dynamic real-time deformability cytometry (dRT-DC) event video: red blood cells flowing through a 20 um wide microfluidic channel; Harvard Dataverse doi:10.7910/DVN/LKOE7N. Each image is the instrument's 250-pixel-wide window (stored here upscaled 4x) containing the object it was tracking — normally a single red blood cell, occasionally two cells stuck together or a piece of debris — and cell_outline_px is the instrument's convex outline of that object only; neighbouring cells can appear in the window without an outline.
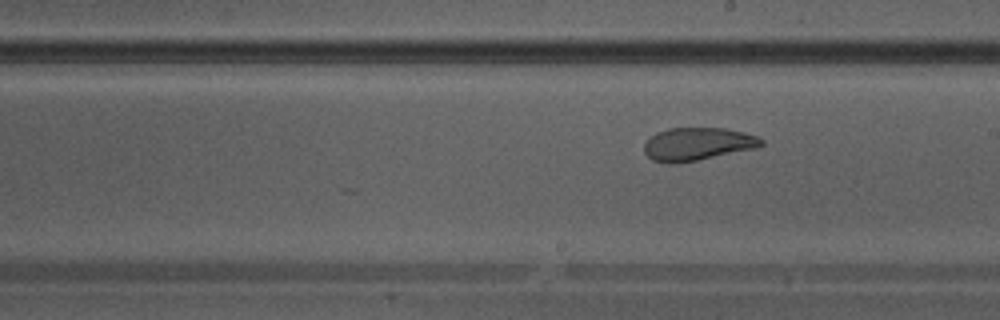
{"species": "Egyptian fruit bat (a non-hibernating species)", "species_latin": "Rousettus aegyptiacus", "temperature_condition": "warm", "stored_images_in_passage": 23, "camera_frame_rate_fps": 3000, "um_per_image_px": 0.085, "animal": {"sex": "male"}, "frame": {"image": 1, "passage_image": 23, "time_ms": 7.333, "image_size_px": [1000, 320], "cell_outline_px": [[764, 144], [756, 148], [676, 164], [672, 164], [652, 160], [644, 152], [644, 144], [656, 132], [668, 128], [728, 128], [760, 136], [764, 140]], "centroid_in_image_um": [59.31, 12.23], "position_along_channel_um": 229.7, "area_um2": 22.54}}